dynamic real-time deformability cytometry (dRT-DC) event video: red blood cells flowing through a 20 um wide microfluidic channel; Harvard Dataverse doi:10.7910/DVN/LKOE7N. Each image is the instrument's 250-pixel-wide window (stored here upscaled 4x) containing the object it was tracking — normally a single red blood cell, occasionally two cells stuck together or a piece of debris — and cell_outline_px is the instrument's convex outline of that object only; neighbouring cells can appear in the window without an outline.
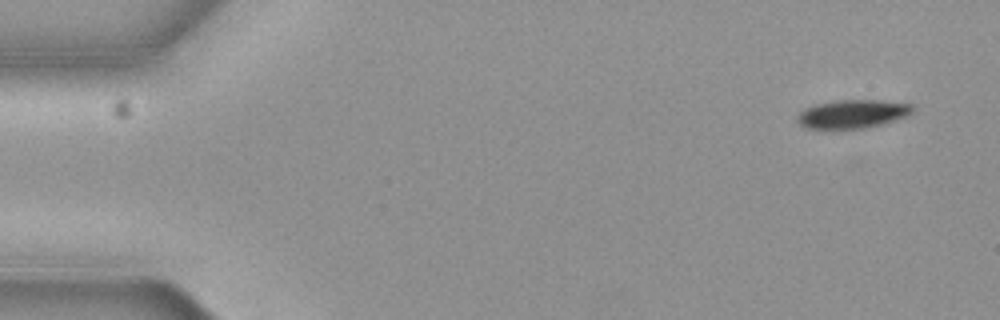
{"species": "common noctule bat (a hibernating species)", "species_latin": "Nyctalus noctula", "temperature_condition": "cold", "stored_images_in_passage": 4, "camera_frame_rate_fps": 3000, "um_per_image_px": 0.085, "animal": {"sex": "female", "body_mass_g": 19.3, "forearm_length_mm": 54.1}, "frame": {"image": 1, "passage_image": 1, "time_ms": 0.0, "image_size_px": [1000, 320], "cell_outline_px": [[916, 112], [908, 116], [896, 120], [864, 128], [808, 128], [800, 124], [796, 120], [796, 116], [804, 108], [816, 104], [836, 100], [880, 100], [916, 104]], "centroid_in_image_um": [72.55, 9.66], "position_along_channel_um": 12.5, "area_um2": 19.36}}
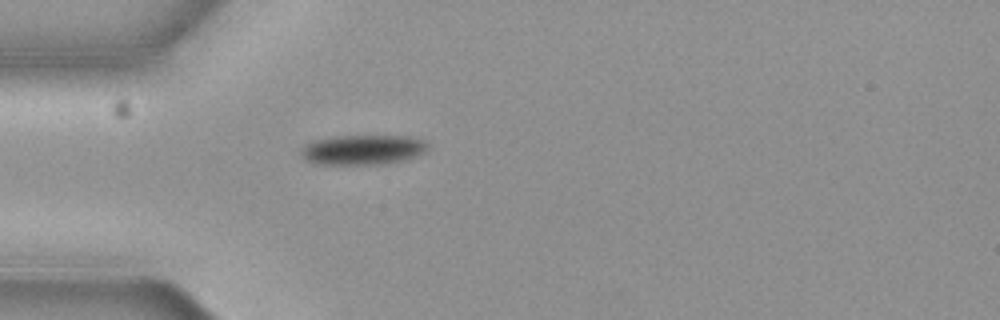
{"frame": {"image": 2, "passage_image": 4, "time_ms": 1.0, "image_size_px": [1000, 320], "cell_outline_px": [[428, 148], [424, 152], [388, 164], [320, 164], [304, 160], [300, 152], [304, 144], [316, 140], [332, 136], [412, 136], [424, 140], [428, 144]], "centroid_in_image_um": [30.81, 12.72], "position_along_channel_um": 54.2, "area_um2": 22.02}}